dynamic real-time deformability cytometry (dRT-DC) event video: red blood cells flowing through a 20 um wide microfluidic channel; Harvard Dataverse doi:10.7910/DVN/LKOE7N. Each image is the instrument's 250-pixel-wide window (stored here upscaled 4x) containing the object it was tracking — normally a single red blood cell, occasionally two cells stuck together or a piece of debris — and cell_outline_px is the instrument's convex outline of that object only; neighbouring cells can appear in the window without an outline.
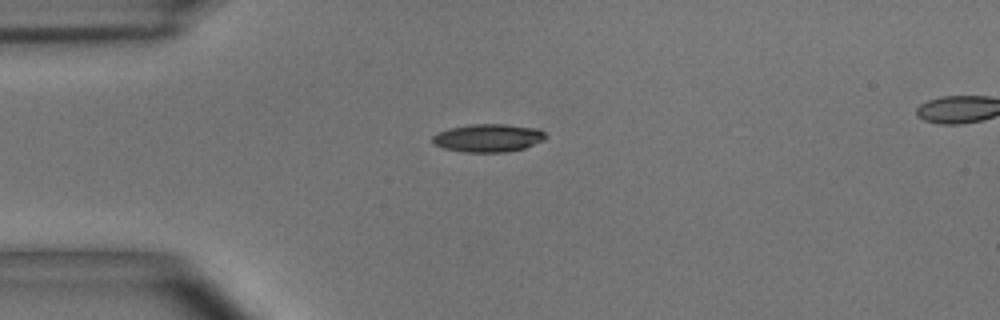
{"species": "common noctule bat (a hibernating species)", "species_latin": "Nyctalus noctula", "temperature_condition": "room temperature", "stored_images_in_passage": 5, "camera_frame_rate_fps": 3000, "um_per_image_px": 0.085, "animal": {"sex": "male", "body_mass_g": 15.6}, "frame": {"image": 1, "passage_image": 1, "time_ms": 0.0, "image_size_px": [1000, 320], "cell_outline_px": [[548, 136], [544, 140], [524, 148], [508, 152], [464, 152], [444, 148], [432, 144], [432, 136], [436, 132], [448, 128], [468, 124], [504, 124], [540, 128]], "centroid_in_image_um": [41.48, 11.72], "position_along_channel_um": 43.5, "area_um2": 18.79}}
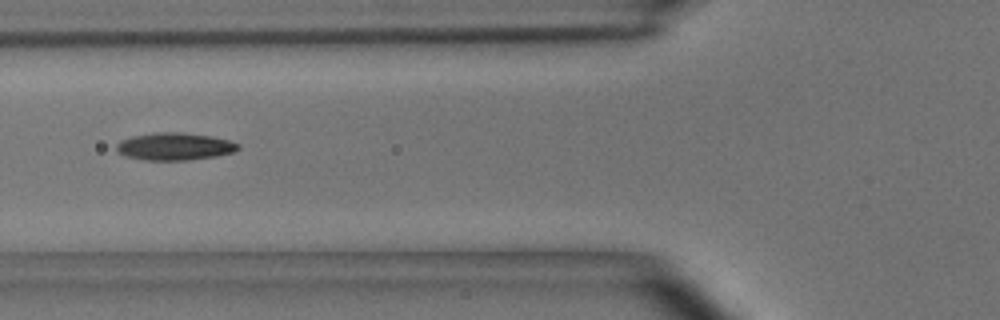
{"frame": {"image": 2, "passage_image": 3, "time_ms": 0.667, "image_size_px": [1000, 320], "cell_outline_px": [[240, 148], [232, 152], [216, 156], [188, 160], [144, 160], [124, 156], [116, 152], [116, 144], [120, 140], [132, 136], [152, 132], [184, 132], [212, 136], [228, 140], [240, 144]], "centroid_in_image_um": [14.8, 12.44], "position_along_channel_um": 111.0, "area_um2": 19.71}}